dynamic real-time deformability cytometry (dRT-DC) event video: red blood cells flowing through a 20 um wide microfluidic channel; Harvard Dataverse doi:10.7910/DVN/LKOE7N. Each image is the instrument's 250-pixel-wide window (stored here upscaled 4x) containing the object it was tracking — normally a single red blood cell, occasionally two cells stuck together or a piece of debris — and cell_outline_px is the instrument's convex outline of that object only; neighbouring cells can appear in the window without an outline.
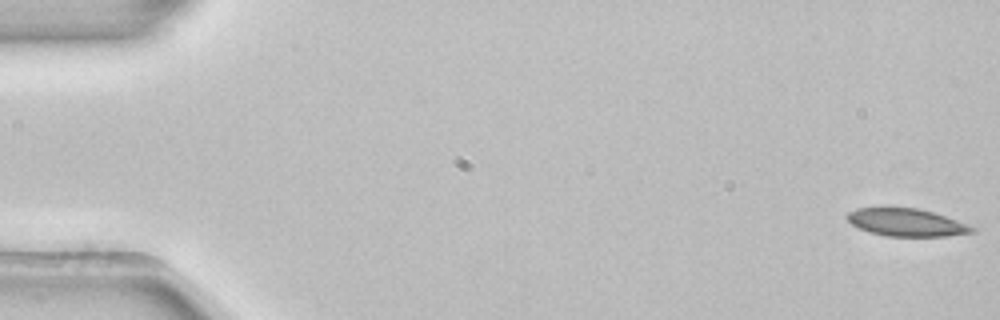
{"species": "common noctule bat (a hibernating species)", "species_latin": "Nyctalus noctula", "temperature_condition": "room temperature", "stored_images_in_passage": 54, "camera_frame_rate_fps": 3000, "um_per_image_px": 0.085, "animal": {"sex": "female", "body_mass_g": 22.7, "forearm_length_mm": 54.2}, "frame": {"image": 1, "passage_image": 1, "time_ms": 0.0, "image_size_px": [1000, 320], "cell_outline_px": [[976, 232], [948, 236], [884, 236], [868, 232], [852, 224], [844, 216], [848, 212], [856, 208], [884, 204], [920, 208], [968, 224], [976, 228]], "centroid_in_image_um": [76.97, 18.85], "position_along_channel_um": 8.0, "area_um2": 21.04}}
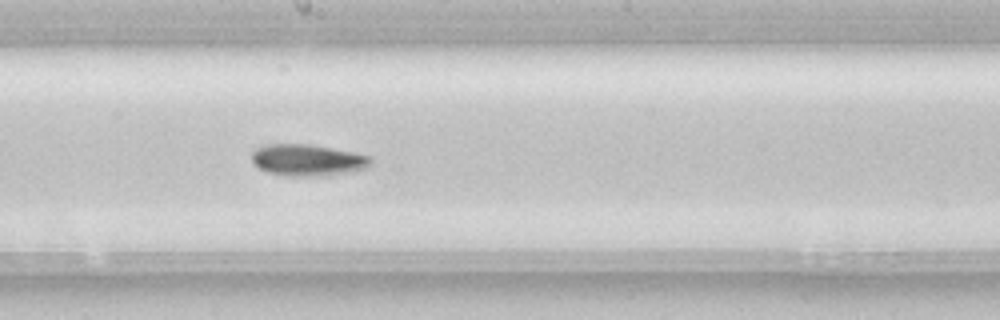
{"frame": {"image": 2, "passage_image": 29, "time_ms": 9.333, "image_size_px": [1000, 320], "cell_outline_px": [[372, 164], [368, 168], [352, 172], [320, 176], [284, 176], [264, 172], [252, 164], [252, 152], [256, 148], [264, 144], [308, 144], [352, 152], [372, 156]], "centroid_in_image_um": [26.13, 13.62], "position_along_channel_um": 222.1, "area_um2": 22.31}}
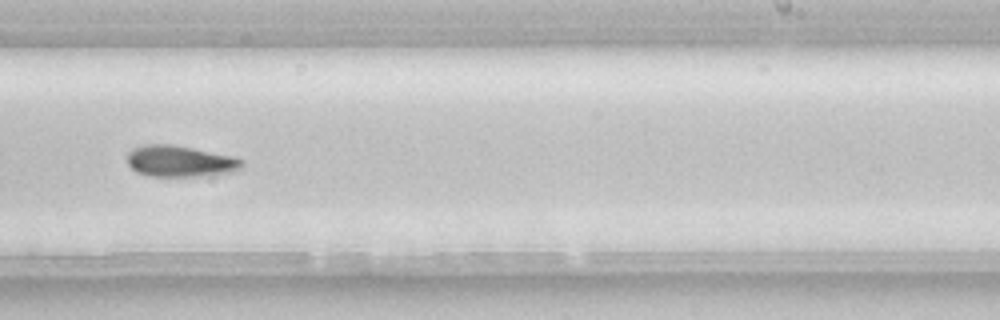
{"frame": {"image": 3, "passage_image": 33, "time_ms": 10.667, "image_size_px": [1000, 320], "cell_outline_px": [[244, 164], [236, 172], [200, 176], [148, 176], [136, 172], [128, 164], [128, 152], [132, 148], [144, 144], [172, 144], [236, 156], [244, 160]], "centroid_in_image_um": [15.34, 13.7], "position_along_channel_um": 273.7, "area_um2": 21.27}, "authors_computed_cell_mechanics": {"area_um2": 21.2126, "velocity_mm_per_s": 3.901, "shape_relaxation_time_tau1_ms": 4.2368, "shape_relaxation_time_tau2_ms": null, "deformation_change_tau1": 0.088, "deformation_change_tau2": null}}